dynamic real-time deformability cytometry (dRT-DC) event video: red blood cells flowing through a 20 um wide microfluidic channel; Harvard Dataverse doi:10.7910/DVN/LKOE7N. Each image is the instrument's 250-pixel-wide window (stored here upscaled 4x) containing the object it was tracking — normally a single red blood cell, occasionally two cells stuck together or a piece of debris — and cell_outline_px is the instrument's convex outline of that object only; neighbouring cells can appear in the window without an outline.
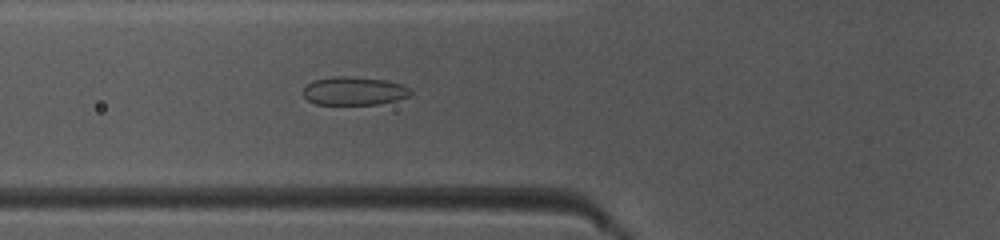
{"species": "common noctule bat (a hibernating species)", "species_latin": "Nyctalus noctula", "temperature_condition": "warm", "stored_images_in_passage": 48, "camera_frame_rate_fps": 3000, "um_per_image_px": 0.085, "animal": {"sex": "female", "body_mass_g": 10.0, "forearm_length_mm": 53.1}, "frame": {"image": 1, "passage_image": 18, "time_ms": 5.667, "image_size_px": [1000, 240], "cell_outline_px": [[412, 92], [408, 96], [396, 100], [376, 104], [316, 104], [308, 100], [304, 96], [304, 88], [312, 80], [332, 76], [348, 76], [388, 80], [404, 84]], "centroid_in_image_um": [30.1, 7.71], "position_along_channel_um": 95.7, "area_um2": 17.74}}
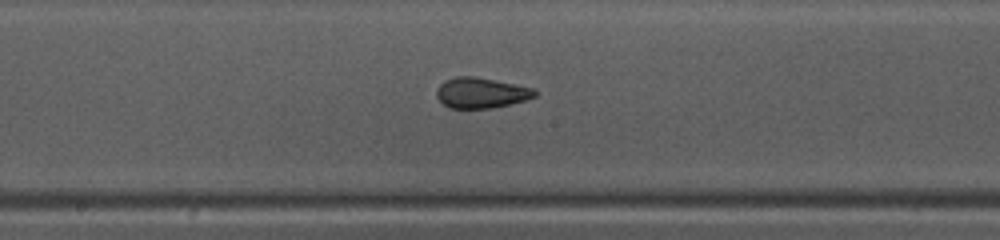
{"frame": {"image": 2, "passage_image": 26, "time_ms": 8.333, "image_size_px": [1000, 240], "cell_outline_px": [[540, 92], [536, 96], [524, 100], [492, 108], [448, 108], [436, 96], [436, 88], [444, 80], [456, 76], [476, 76], [516, 84], [532, 88]], "centroid_in_image_um": [40.88, 7.88], "position_along_channel_um": 207.3, "area_um2": 17.57}}
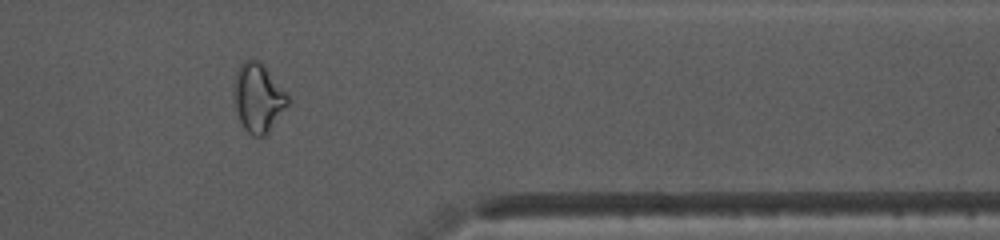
{"frame": {"image": 3, "passage_image": 40, "time_ms": 13.0, "image_size_px": [1000, 240], "cell_outline_px": [[288, 104], [268, 132], [264, 136], [252, 136], [244, 128], [240, 120], [236, 108], [236, 72], [240, 64], [248, 56], [264, 64], [288, 96]], "centroid_in_image_um": [21.96, 8.28], "position_along_channel_um": 389.4, "area_um2": 20.98}, "authors_computed_cell_mechanics": {"area_um2": 19.3052, "velocity_mm_per_s": 4.1497, "shape_relaxation_time_tau1_ms": 11.1786, "shape_relaxation_time_tau2_ms": 1.0048, "deformation_change_tau1": 0.2008, "deformation_change_tau2": 0.0681}}